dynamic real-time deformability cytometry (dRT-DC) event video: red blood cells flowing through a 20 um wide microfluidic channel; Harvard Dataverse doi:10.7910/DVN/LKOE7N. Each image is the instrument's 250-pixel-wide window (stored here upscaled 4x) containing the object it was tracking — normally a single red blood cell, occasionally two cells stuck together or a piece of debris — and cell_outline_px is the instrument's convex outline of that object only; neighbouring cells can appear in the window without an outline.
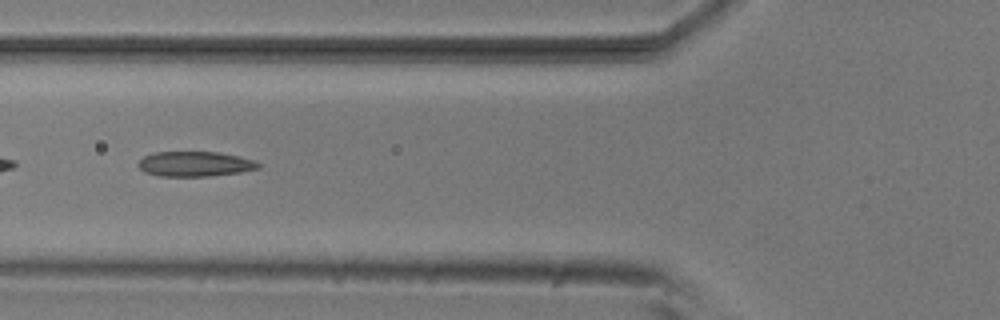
{"species": "common noctule bat (a hibernating species)", "species_latin": "Nyctalus noctula", "temperature_condition": "room temperature", "stored_images_in_passage": 22, "camera_frame_rate_fps": 3000, "um_per_image_px": 0.085, "animal": {"sex": "male", "body_mass_g": 20.5, "forearm_length_mm": 52.5}, "frame": {"image": 1, "passage_image": 4, "time_ms": 1.0, "image_size_px": [1000, 320], "cell_outline_px": [[260, 168], [240, 172], [208, 176], [160, 176], [144, 172], [136, 164], [144, 156], [152, 152], [216, 152], [240, 156], [252, 160], [260, 164]], "centroid_in_image_um": [16.54, 13.93], "position_along_channel_um": 109.3, "area_um2": 17.46}}
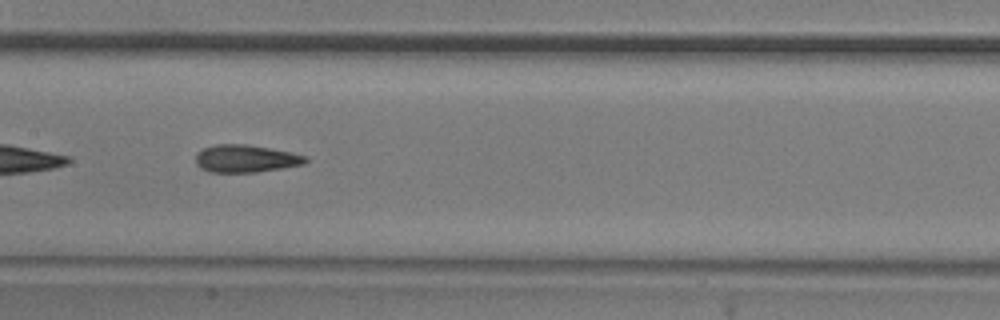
{"frame": {"image": 2, "passage_image": 10, "time_ms": 3.0, "image_size_px": [1000, 320], "cell_outline_px": [[308, 160], [304, 164], [284, 168], [256, 172], [212, 172], [200, 168], [196, 164], [196, 152], [204, 148], [216, 144], [248, 144], [292, 152], [308, 156]], "centroid_in_image_um": [20.91, 13.48], "position_along_channel_um": 186.5, "area_um2": 17.8}}
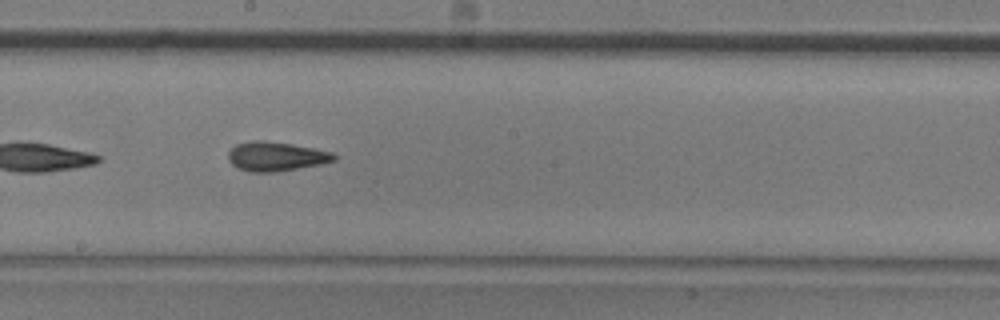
{"frame": {"image": 3, "passage_image": 13, "time_ms": 4.0, "image_size_px": [1000, 320], "cell_outline_px": [[336, 160], [320, 164], [276, 172], [252, 172], [240, 168], [232, 164], [228, 160], [228, 152], [236, 144], [252, 140], [264, 140], [292, 144], [332, 152], [336, 156]], "centroid_in_image_um": [23.44, 13.29], "position_along_channel_um": 224.8, "area_um2": 17.92}}